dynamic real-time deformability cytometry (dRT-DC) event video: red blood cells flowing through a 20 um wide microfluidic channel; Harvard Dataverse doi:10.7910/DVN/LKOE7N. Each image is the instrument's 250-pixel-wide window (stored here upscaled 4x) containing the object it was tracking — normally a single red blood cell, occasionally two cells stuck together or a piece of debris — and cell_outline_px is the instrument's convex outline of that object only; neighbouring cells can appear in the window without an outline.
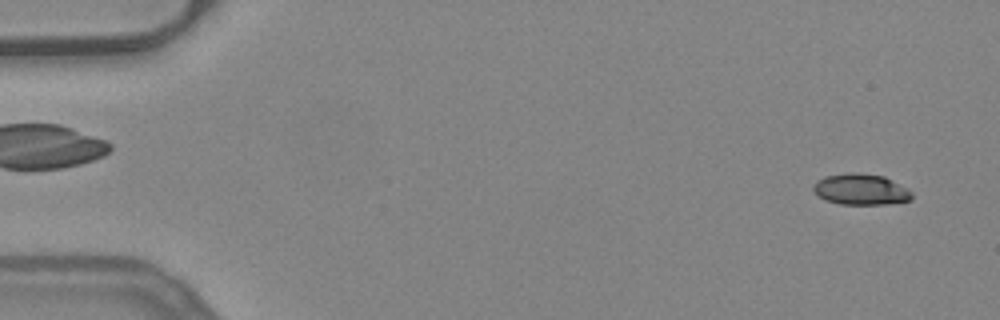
{"species": "common noctule bat (a hibernating species)", "species_latin": "Nyctalus noctula", "temperature_condition": "warm", "stored_images_in_passage": 52, "camera_frame_rate_fps": 3000, "um_per_image_px": 0.085, "animal": {"sex": "female", "body_mass_g": 24.6, "forearm_length_mm": 56.2}, "frame": {"image": 1, "passage_image": 3, "time_ms": 0.667, "image_size_px": [1000, 320], "cell_outline_px": [[912, 200], [888, 204], [840, 204], [824, 200], [812, 188], [816, 180], [824, 176], [848, 172], [856, 172], [884, 176], [908, 188], [912, 192]], "centroid_in_image_um": [73.18, 16.09], "position_along_channel_um": 11.8, "area_um2": 17.98}}
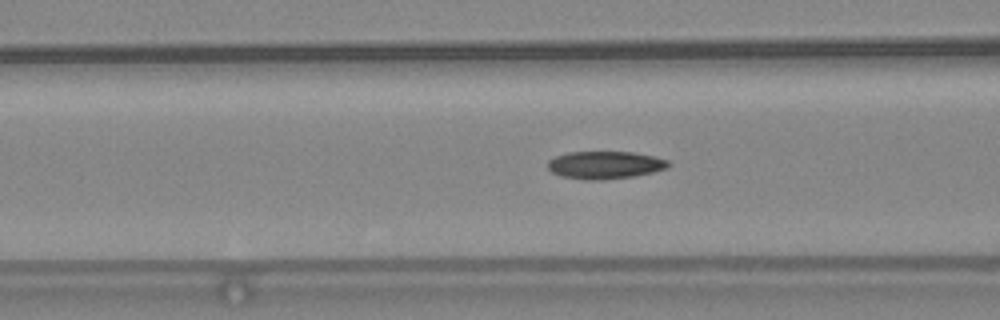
{"frame": {"image": 2, "passage_image": 21, "time_ms": 6.667, "image_size_px": [1000, 320], "cell_outline_px": [[672, 164], [668, 168], [652, 172], [632, 176], [604, 180], [584, 180], [560, 176], [552, 172], [548, 168], [548, 160], [556, 156], [568, 152], [632, 152], [652, 156], [668, 160]], "centroid_in_image_um": [51.41, 14.03], "position_along_channel_um": 115.2, "area_um2": 19.48}}
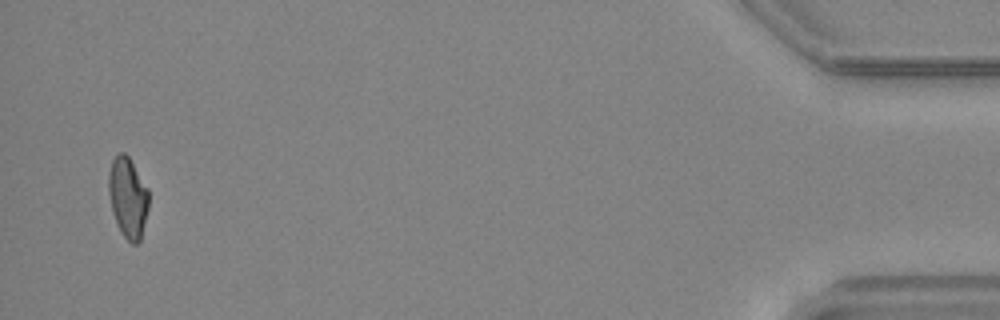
{"frame": {"image": 3, "passage_image": 51, "time_ms": 16.667, "image_size_px": [1000, 320], "cell_outline_px": [[148, 208], [140, 240], [136, 244], [132, 244], [124, 236], [116, 224], [112, 212], [108, 192], [108, 176], [112, 160], [120, 152], [124, 152], [128, 156], [148, 188]], "centroid_in_image_um": [10.86, 16.79], "position_along_channel_um": 424.3, "area_um2": 18.73}, "authors_computed_cell_mechanics": {"area_um2": 19.1896, "velocity_mm_per_s": 3.9497, "shape_relaxation_time_tau1_ms": null, "shape_relaxation_time_tau2_ms": 5.6373, "deformation_change_tau1": null, "deformation_change_tau2": 0.1195}}